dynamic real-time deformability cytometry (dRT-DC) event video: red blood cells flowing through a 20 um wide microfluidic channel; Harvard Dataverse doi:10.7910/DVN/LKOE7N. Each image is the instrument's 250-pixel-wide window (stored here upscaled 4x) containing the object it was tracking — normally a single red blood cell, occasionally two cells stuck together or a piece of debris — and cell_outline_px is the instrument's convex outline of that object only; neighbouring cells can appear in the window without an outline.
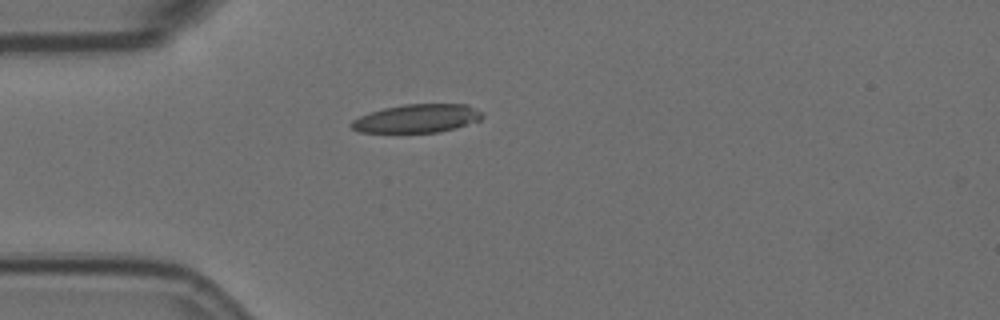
{"species": "Egyptian fruit bat (a non-hibernating species)", "species_latin": "Rousettus aegyptiacus", "temperature_condition": "room temperature", "stored_images_in_passage": 35, "camera_frame_rate_fps": 3000, "um_per_image_px": 0.085, "animal": {"sex": "female"}, "frame": {"image": 1, "passage_image": 1, "time_ms": 0.0, "image_size_px": [1000, 320], "cell_outline_px": [[484, 116], [480, 120], [452, 128], [436, 132], [360, 132], [352, 128], [348, 124], [352, 120], [360, 116], [384, 108], [404, 104], [468, 104], [484, 112]], "centroid_in_image_um": [35.46, 10.05], "position_along_channel_um": 49.5, "area_um2": 21.5}}
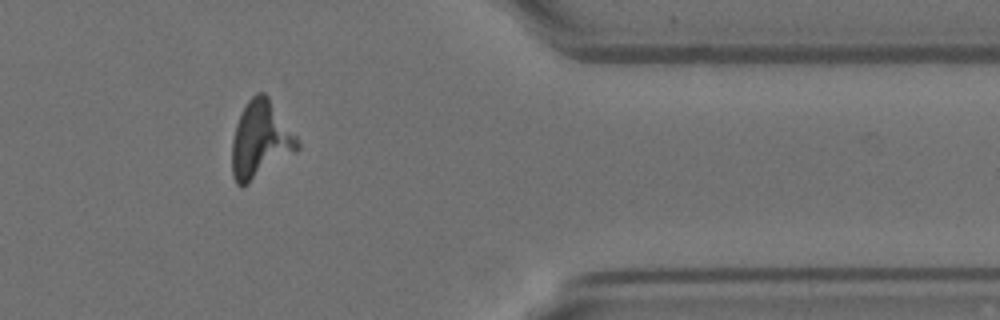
{"frame": {"image": 2, "passage_image": 33, "time_ms": 10.667, "image_size_px": [1000, 320], "cell_outline_px": [[300, 148], [296, 152], [248, 184], [240, 188], [236, 184], [232, 176], [232, 140], [236, 124], [248, 100], [256, 92], [264, 92], [268, 96], [296, 136], [300, 144]], "centroid_in_image_um": [22.13, 11.91], "position_along_channel_um": 389.3, "area_um2": 29.3}}